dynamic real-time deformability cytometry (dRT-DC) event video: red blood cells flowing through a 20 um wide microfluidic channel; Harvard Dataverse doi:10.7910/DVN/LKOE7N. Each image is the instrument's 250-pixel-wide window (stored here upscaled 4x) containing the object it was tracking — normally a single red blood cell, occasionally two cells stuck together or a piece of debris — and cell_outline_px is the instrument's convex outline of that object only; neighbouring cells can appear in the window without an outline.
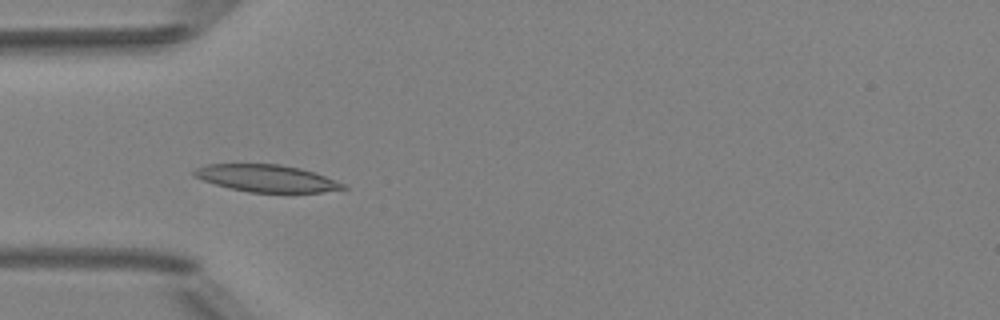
{"species": "Egyptian fruit bat (a non-hibernating species)", "species_latin": "Rousettus aegyptiacus", "temperature_condition": "room temperature", "stored_images_in_passage": 6, "camera_frame_rate_fps": 3000, "um_per_image_px": 0.085, "animal": {"sex": "female"}, "frame": {"image": 1, "passage_image": 5, "time_ms": 4.667, "image_size_px": [1000, 320], "cell_outline_px": [[348, 188], [320, 192], [248, 192], [216, 184], [204, 180], [196, 176], [192, 172], [196, 168], [208, 164], [280, 164], [300, 168], [324, 176], [344, 184]], "centroid_in_image_um": [22.66, 15.15], "position_along_channel_um": 62.3, "area_um2": 23.06}}
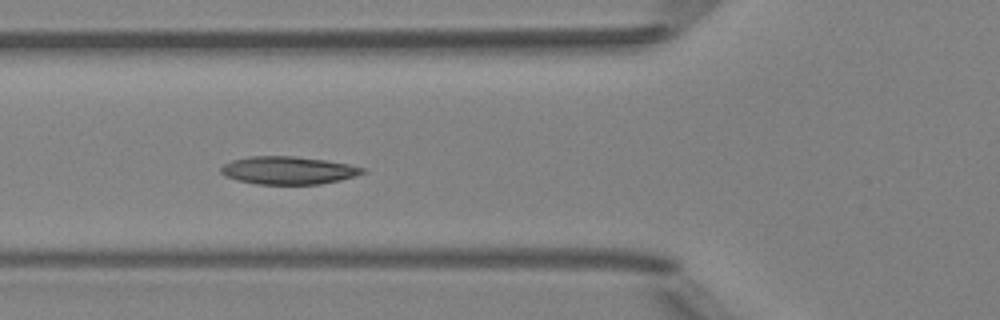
{"frame": {"image": 2, "passage_image": 6, "time_ms": 5.667, "image_size_px": [1000, 320], "cell_outline_px": [[368, 172], [340, 180], [320, 184], [256, 184], [236, 180], [224, 176], [220, 172], [220, 168], [224, 164], [232, 160], [248, 156], [292, 156], [324, 160], [348, 164], [364, 168]], "centroid_in_image_um": [24.47, 14.48], "position_along_channel_um": 101.3, "area_um2": 23.0}}